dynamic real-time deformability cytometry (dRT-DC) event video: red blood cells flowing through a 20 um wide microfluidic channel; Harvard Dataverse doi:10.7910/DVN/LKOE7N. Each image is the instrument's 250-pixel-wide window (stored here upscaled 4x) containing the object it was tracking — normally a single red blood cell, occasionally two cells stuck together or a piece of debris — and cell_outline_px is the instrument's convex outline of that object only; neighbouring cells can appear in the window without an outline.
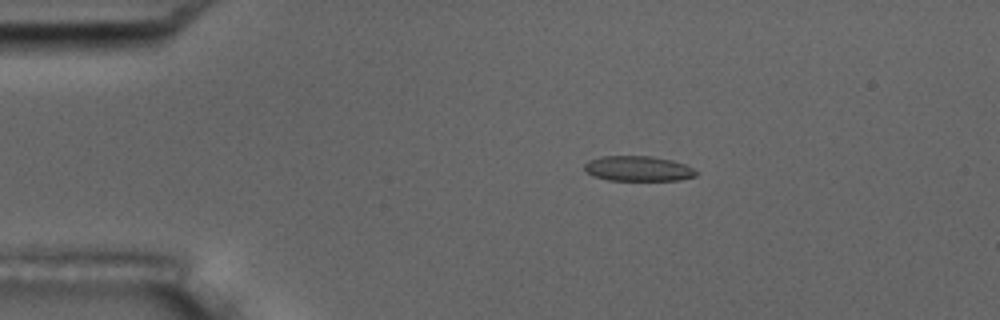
{"species": "common noctule bat (a hibernating species)", "species_latin": "Nyctalus noctula", "temperature_condition": "room temperature", "stored_images_in_passage": 8, "camera_frame_rate_fps": 3000, "um_per_image_px": 0.085, "animal": {"sex": "male", "body_mass_g": 17.5, "forearm_length_mm": 52.3}, "frame": {"image": 1, "passage_image": 3, "time_ms": 2.333, "image_size_px": [1000, 320], "cell_outline_px": [[696, 176], [680, 180], [608, 180], [592, 176], [584, 168], [584, 164], [588, 160], [600, 156], [652, 156], [672, 160], [684, 164], [692, 168], [696, 172]], "centroid_in_image_um": [54.21, 14.32], "position_along_channel_um": 30.8, "area_um2": 16.36}}
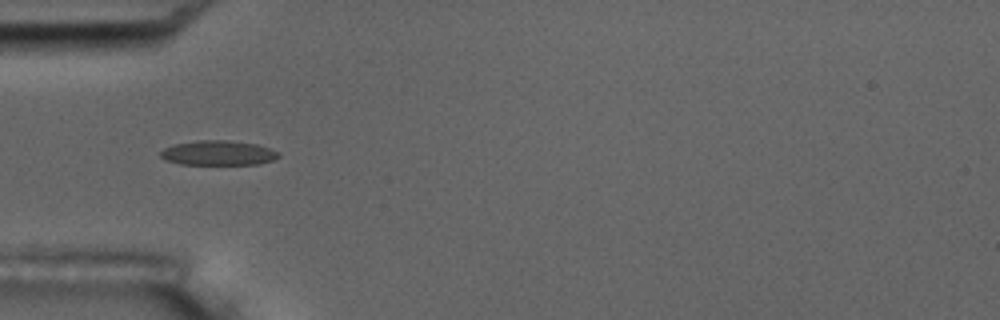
{"frame": {"image": 2, "passage_image": 5, "time_ms": 4.667, "image_size_px": [1000, 320], "cell_outline_px": [[280, 156], [272, 160], [260, 164], [180, 164], [164, 160], [160, 156], [160, 152], [164, 148], [176, 144], [200, 140], [228, 140], [256, 144], [280, 152]], "centroid_in_image_um": [18.55, 13.0], "position_along_channel_um": 66.5, "area_um2": 16.94}}
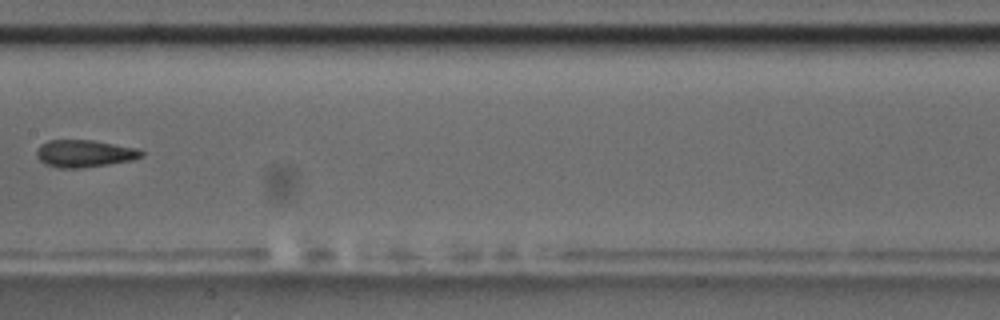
{"frame": {"image": 3, "passage_image": 8, "time_ms": 8.333, "image_size_px": [1000, 320], "cell_outline_px": [[144, 156], [132, 160], [108, 164], [80, 168], [56, 168], [44, 164], [36, 156], [36, 152], [40, 144], [48, 140], [92, 140], [136, 148], [144, 152]], "centroid_in_image_um": [7.15, 13.05], "position_along_channel_um": 200.3, "area_um2": 16.7}}